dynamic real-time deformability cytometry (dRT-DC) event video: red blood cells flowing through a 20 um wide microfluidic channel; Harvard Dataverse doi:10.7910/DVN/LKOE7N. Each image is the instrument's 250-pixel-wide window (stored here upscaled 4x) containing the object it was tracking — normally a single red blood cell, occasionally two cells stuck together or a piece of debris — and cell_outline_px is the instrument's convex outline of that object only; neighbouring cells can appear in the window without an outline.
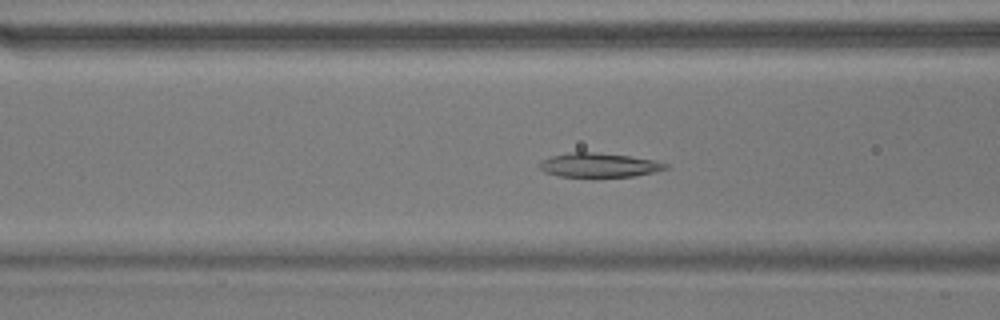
{"species": "common noctule bat (a hibernating species)", "species_latin": "Nyctalus noctula", "temperature_condition": "warm", "stored_images_in_passage": 40, "camera_frame_rate_fps": 3000, "um_per_image_px": 0.085, "animal": {"sex": "male", "body_mass_g": 17.9}, "frame": {"image": 1, "passage_image": 6, "time_ms": 1.667, "image_size_px": [1000, 320], "cell_outline_px": [[668, 168], [652, 172], [632, 176], [556, 176], [544, 172], [540, 168], [540, 164], [544, 160], [552, 156], [568, 152], [596, 152], [628, 156], [652, 160], [668, 164]], "centroid_in_image_um": [50.88, 14.02], "position_along_channel_um": 115.7, "area_um2": 17.34}}
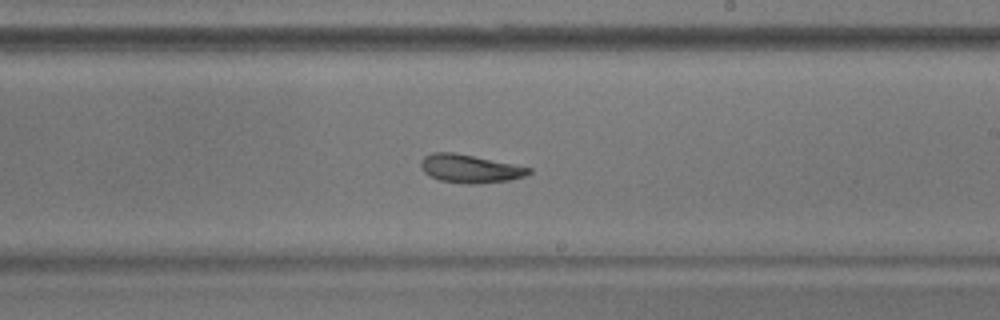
{"frame": {"image": 2, "passage_image": 17, "time_ms": 5.333, "image_size_px": [1000, 320], "cell_outline_px": [[532, 172], [524, 176], [508, 180], [480, 184], [464, 184], [440, 180], [424, 172], [420, 164], [420, 160], [424, 156], [432, 152], [452, 152], [532, 168]], "centroid_in_image_um": [39.92, 14.34], "position_along_channel_um": 249.1, "area_um2": 17.57}}
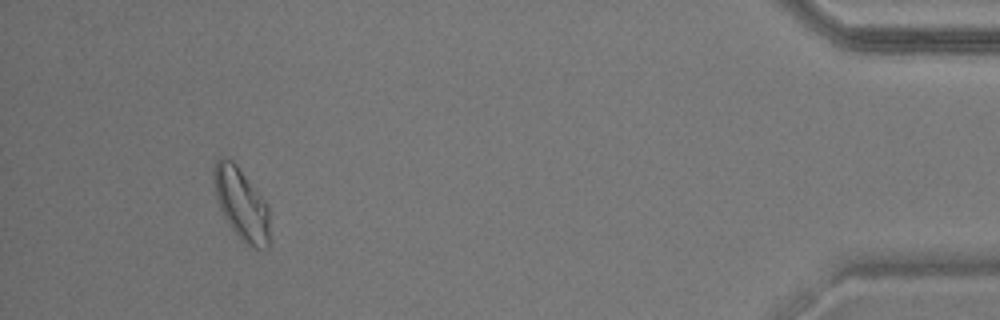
{"frame": {"image": 3, "passage_image": 36, "time_ms": 11.667, "image_size_px": [1000, 320], "cell_outline_px": [[268, 248], [256, 248], [244, 244], [228, 224], [220, 208], [216, 196], [212, 176], [212, 172], [216, 160], [220, 156], [224, 156], [232, 160], [236, 164], [268, 204]], "centroid_in_image_um": [20.49, 17.31], "position_along_channel_um": 414.7, "area_um2": 23.35}, "authors_computed_cell_mechanics": {"area_um2": 18.3226, "velocity_mm_per_s": 3.6371, "shape_relaxation_time_tau1_ms": 3.6841, "shape_relaxation_time_tau2_ms": 3.4259, "deformation_change_tau1": 0.1186, "deformation_change_tau2": 0.0839}}